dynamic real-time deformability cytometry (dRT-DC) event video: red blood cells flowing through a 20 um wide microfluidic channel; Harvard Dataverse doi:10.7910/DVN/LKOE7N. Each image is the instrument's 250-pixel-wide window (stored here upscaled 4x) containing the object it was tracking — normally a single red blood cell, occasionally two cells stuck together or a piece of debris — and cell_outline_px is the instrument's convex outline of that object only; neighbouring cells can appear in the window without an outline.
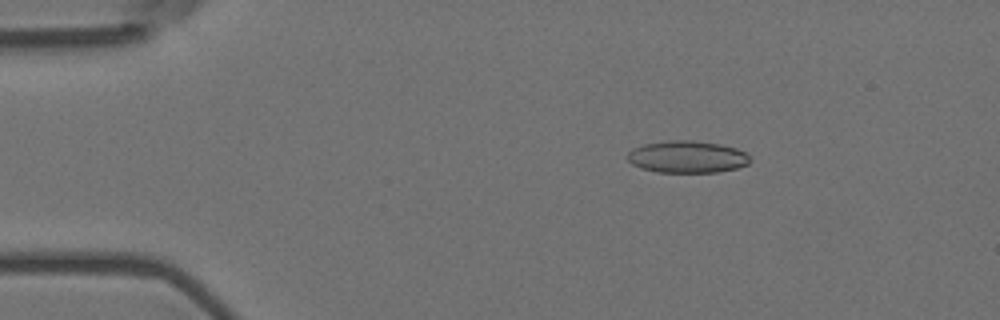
{"species": "Egyptian fruit bat (a non-hibernating species)", "species_latin": "Rousettus aegyptiacus", "temperature_condition": "room temperature", "stored_images_in_passage": 5, "camera_frame_rate_fps": 3000, "um_per_image_px": 0.085, "animal": {"sex": "female"}, "frame": {"image": 1, "passage_image": 3, "time_ms": 0.667, "image_size_px": [1000, 320], "cell_outline_px": [[752, 160], [748, 164], [736, 168], [716, 172], [656, 172], [640, 168], [632, 164], [628, 160], [628, 152], [632, 148], [644, 144], [668, 140], [692, 140], [720, 144], [736, 148], [744, 152]], "centroid_in_image_um": [58.39, 13.33], "position_along_channel_um": 26.6, "area_um2": 22.95}}